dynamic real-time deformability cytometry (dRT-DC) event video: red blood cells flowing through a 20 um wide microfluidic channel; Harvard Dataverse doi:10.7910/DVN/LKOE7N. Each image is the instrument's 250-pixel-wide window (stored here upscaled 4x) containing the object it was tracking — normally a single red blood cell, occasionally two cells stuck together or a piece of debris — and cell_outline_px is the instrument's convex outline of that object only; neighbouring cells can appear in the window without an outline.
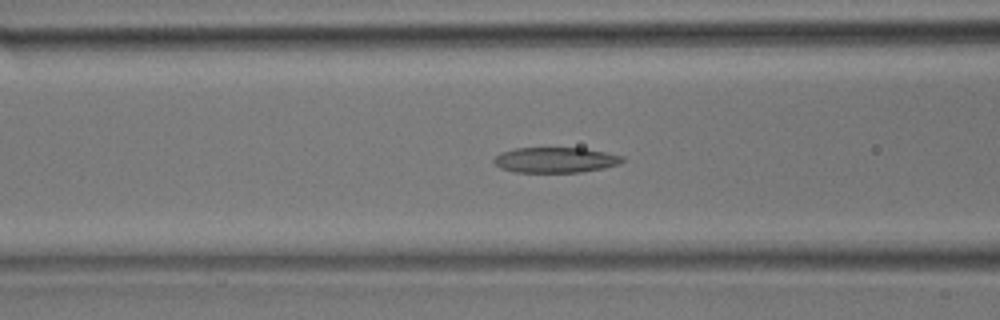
{"species": "common noctule bat (a hibernating species)", "species_latin": "Nyctalus noctula", "temperature_condition": "room temperature", "stored_images_in_passage": 36, "camera_frame_rate_fps": 3000, "um_per_image_px": 0.085, "animal": {"sex": "male", "body_mass_g": 17.9}, "frame": {"image": 1, "passage_image": 14, "time_ms": 4.333, "image_size_px": [1000, 320], "cell_outline_px": [[624, 160], [620, 164], [604, 168], [580, 172], [516, 172], [500, 168], [492, 160], [500, 152], [516, 148], [584, 148], [624, 156]], "centroid_in_image_um": [47.21, 13.6], "position_along_channel_um": 119.4, "area_um2": 19.02}}
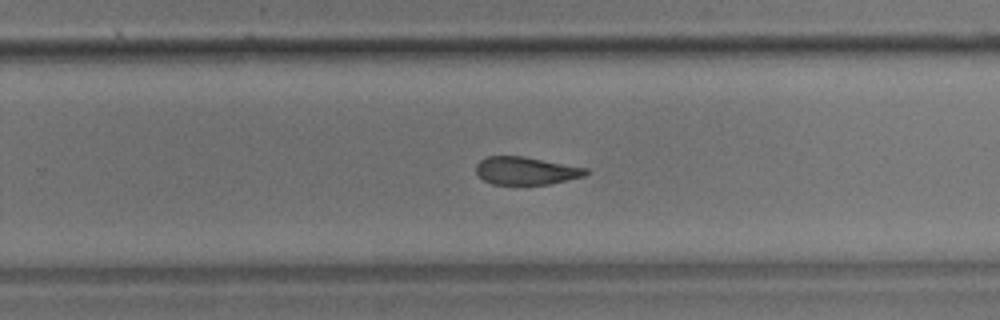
{"frame": {"image": 2, "passage_image": 23, "time_ms": 7.333, "image_size_px": [1000, 320], "cell_outline_px": [[588, 172], [584, 176], [548, 184], [492, 184], [484, 180], [476, 172], [476, 164], [480, 160], [488, 156], [524, 156], [588, 168]], "centroid_in_image_um": [44.7, 14.5], "position_along_channel_um": 285.1, "area_um2": 17.69}}
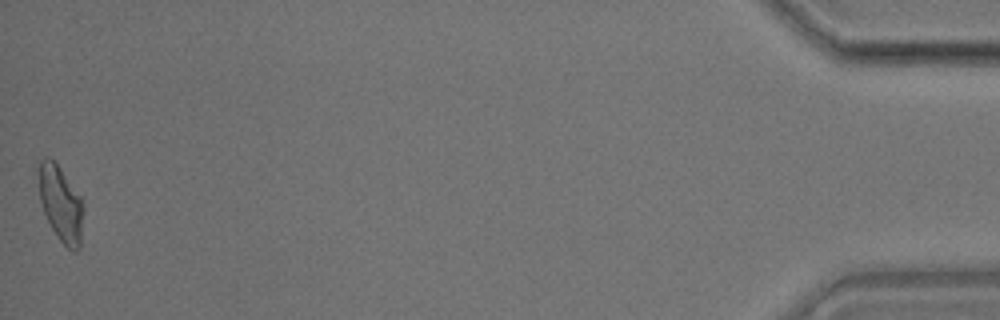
{"frame": {"image": 3, "passage_image": 36, "time_ms": 11.667, "image_size_px": [1000, 320], "cell_outline_px": [[84, 208], [80, 248], [76, 252], [68, 248], [60, 240], [52, 228], [44, 212], [40, 200], [36, 172], [36, 168], [40, 160], [44, 156], [48, 156], [56, 164], [80, 196], [84, 204]], "centroid_in_image_um": [5.14, 17.29], "position_along_channel_um": 430.1, "area_um2": 19.88}}